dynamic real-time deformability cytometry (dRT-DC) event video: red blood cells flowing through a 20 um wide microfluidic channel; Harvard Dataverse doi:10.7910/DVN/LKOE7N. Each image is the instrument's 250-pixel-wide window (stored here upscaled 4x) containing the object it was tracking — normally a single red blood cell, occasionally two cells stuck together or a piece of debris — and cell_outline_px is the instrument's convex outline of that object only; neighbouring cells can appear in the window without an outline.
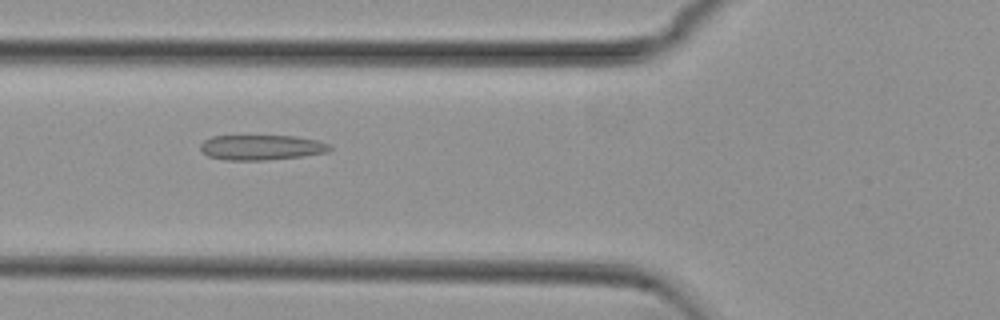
{"species": "common noctule bat (a hibernating species)", "species_latin": "Nyctalus noctula", "temperature_condition": "cold", "stored_images_in_passage": 52, "camera_frame_rate_fps": 3000, "um_per_image_px": 0.085, "animal": {"sex": "female", "body_mass_g": 29.2, "forearm_length_mm": 56.3}, "frame": {"image": 1, "passage_image": 18, "time_ms": 5.667, "image_size_px": [1000, 320], "cell_outline_px": [[332, 148], [328, 152], [304, 156], [264, 160], [228, 160], [208, 156], [200, 148], [200, 144], [204, 140], [212, 136], [296, 136], [316, 140], [328, 144]], "centroid_in_image_um": [22.23, 12.53], "position_along_channel_um": 103.6, "area_um2": 18.84}}
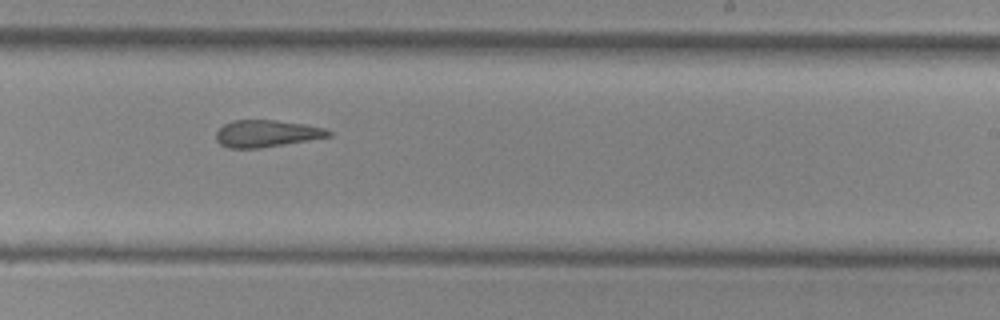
{"frame": {"image": 2, "passage_image": 31, "time_ms": 10.0, "image_size_px": [1000, 320], "cell_outline_px": [[332, 136], [260, 148], [228, 148], [220, 144], [216, 140], [216, 132], [224, 124], [232, 120], [276, 120], [304, 124], [324, 128], [332, 132]], "centroid_in_image_um": [22.64, 11.35], "position_along_channel_um": 266.4, "area_um2": 17.63}}
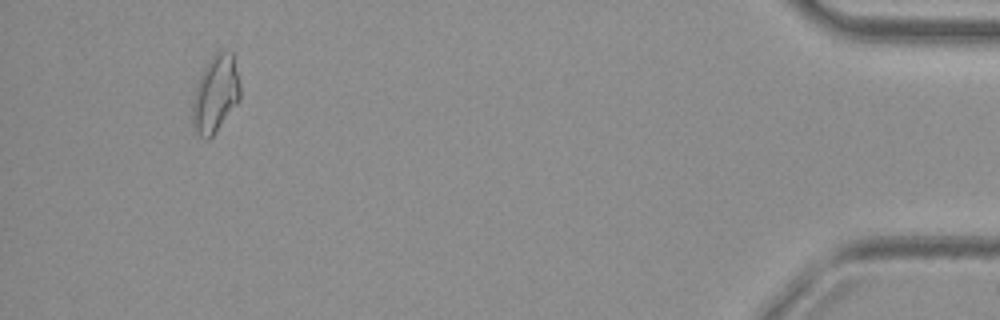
{"frame": {"image": 3, "passage_image": 49, "time_ms": 16.0, "image_size_px": [1000, 320], "cell_outline_px": [[240, 100], [216, 132], [208, 140], [204, 140], [192, 128], [192, 104], [196, 84], [208, 60], [216, 52], [232, 52], [240, 84]], "centroid_in_image_um": [18.3, 8.04], "position_along_channel_um": 416.9, "area_um2": 21.5}, "authors_computed_cell_mechanics": {"area_um2": 19.1896, "velocity_mm_per_s": 3.7503, "shape_relaxation_time_tau1_ms": null, "shape_relaxation_time_tau2_ms": 2.9947, "deformation_change_tau1": null, "deformation_change_tau2": 0.1247}}